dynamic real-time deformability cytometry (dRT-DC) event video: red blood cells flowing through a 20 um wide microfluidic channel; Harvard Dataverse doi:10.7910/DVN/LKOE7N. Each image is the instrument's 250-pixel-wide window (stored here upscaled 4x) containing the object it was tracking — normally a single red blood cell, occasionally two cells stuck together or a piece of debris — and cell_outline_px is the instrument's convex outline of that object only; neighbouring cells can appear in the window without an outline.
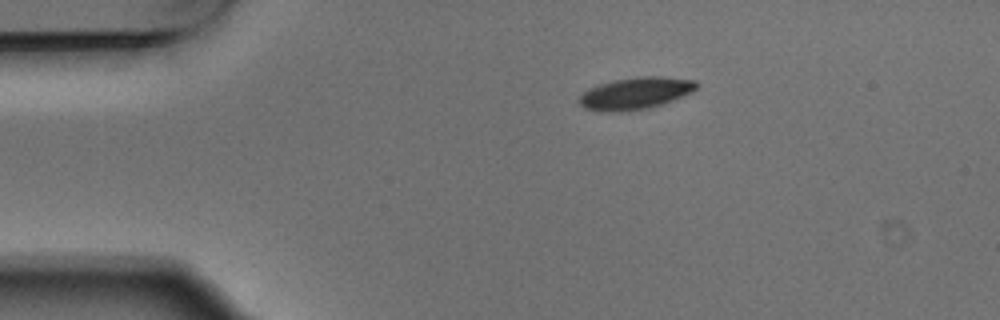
{"species": "Egyptian fruit bat (a non-hibernating species)", "species_latin": "Rousettus aegyptiacus", "temperature_condition": "warm", "stored_images_in_passage": 6, "camera_frame_rate_fps": 3000, "um_per_image_px": 0.085, "animal": {"sex": "male"}, "frame": {"image": 1, "passage_image": 2, "time_ms": 0.333, "image_size_px": [1000, 320], "cell_outline_px": [[700, 84], [692, 92], [672, 100], [648, 108], [620, 112], [608, 112], [584, 108], [580, 104], [580, 96], [584, 92], [600, 84], [612, 80], [636, 76], [660, 76], [696, 80]], "centroid_in_image_um": [54.05, 7.91], "position_along_channel_um": 31.0, "area_um2": 21.73}}
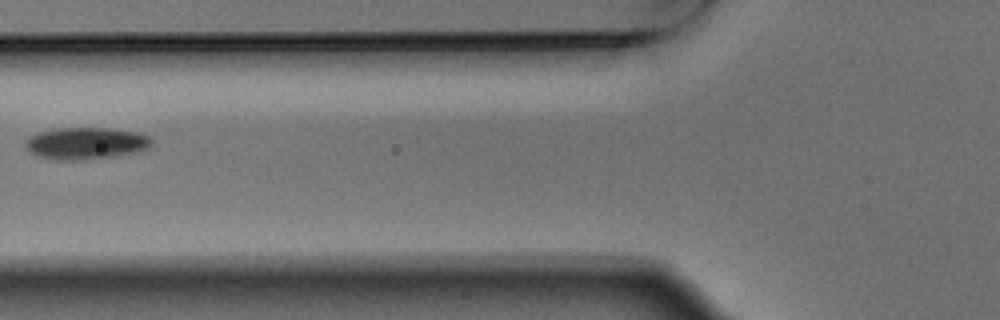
{"frame": {"image": 2, "passage_image": 5, "time_ms": 1.333, "image_size_px": [1000, 320], "cell_outline_px": [[152, 144], [148, 148], [132, 152], [112, 156], [88, 160], [56, 160], [36, 156], [28, 152], [24, 148], [24, 140], [28, 136], [36, 132], [56, 128], [108, 128], [140, 132], [148, 136], [152, 140]], "centroid_in_image_um": [7.21, 12.18], "position_along_channel_um": 118.6, "area_um2": 23.87}}
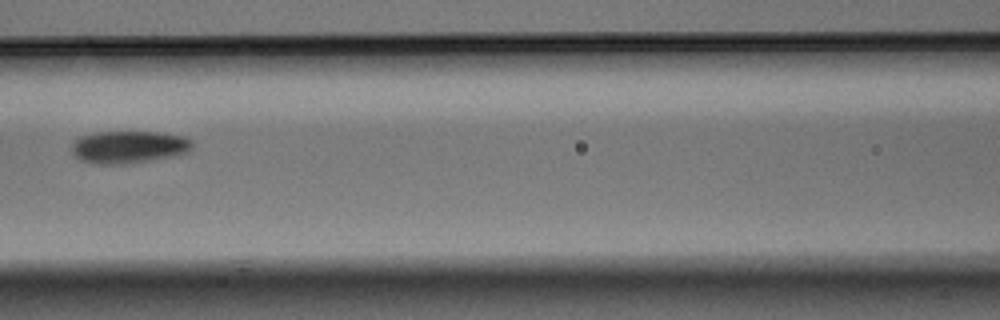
{"frame": {"image": 3, "passage_image": 6, "time_ms": 1.667, "image_size_px": [1000, 320], "cell_outline_px": [[192, 148], [188, 152], [176, 156], [132, 164], [92, 164], [80, 160], [72, 152], [72, 144], [80, 136], [96, 132], [156, 132], [184, 136], [192, 140]], "centroid_in_image_um": [10.96, 12.51], "position_along_channel_um": 155.6, "area_um2": 23.12}}